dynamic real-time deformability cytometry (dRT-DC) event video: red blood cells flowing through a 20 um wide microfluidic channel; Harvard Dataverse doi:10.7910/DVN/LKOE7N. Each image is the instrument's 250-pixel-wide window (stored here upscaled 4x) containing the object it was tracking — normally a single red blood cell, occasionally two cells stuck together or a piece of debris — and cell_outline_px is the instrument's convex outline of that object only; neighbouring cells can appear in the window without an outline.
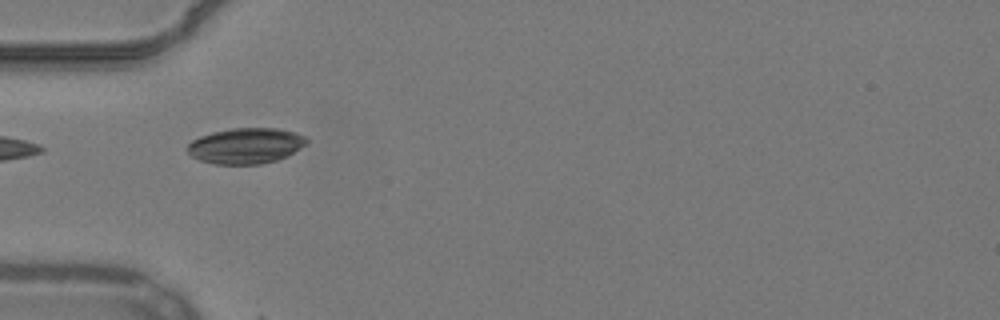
{"species": "common noctule bat (a hibernating species)", "species_latin": "Nyctalus noctula", "temperature_condition": "warm", "stored_images_in_passage": 6, "camera_frame_rate_fps": 3000, "um_per_image_px": 0.085, "animal": {"sex": "male", "body_mass_g": 19.2, "forearm_length_mm": 51.8}, "frame": {"image": 1, "passage_image": 1, "time_ms": 0.0, "image_size_px": [1000, 320], "cell_outline_px": [[308, 144], [288, 156], [276, 160], [260, 164], [216, 164], [200, 160], [192, 156], [188, 152], [188, 144], [192, 140], [200, 136], [212, 132], [232, 128], [280, 128], [296, 132], [304, 136], [308, 140]], "centroid_in_image_um": [20.93, 12.38], "position_along_channel_um": 64.1, "area_um2": 24.91}}
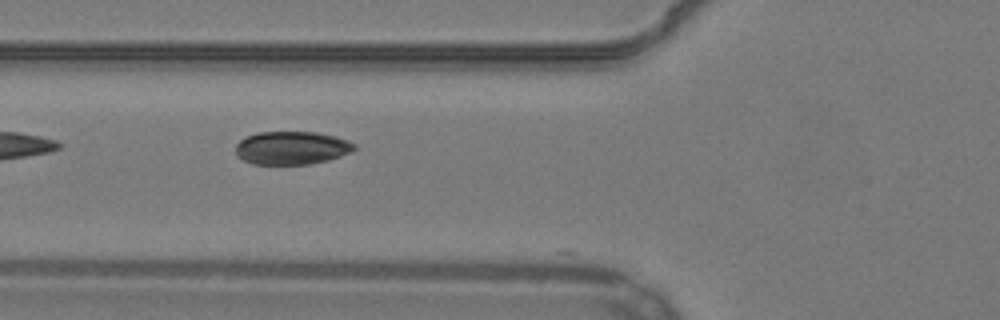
{"frame": {"image": 2, "passage_image": 4, "time_ms": 1.0, "image_size_px": [1000, 320], "cell_outline_px": [[356, 148], [352, 152], [328, 160], [308, 164], [252, 164], [236, 156], [236, 144], [240, 140], [256, 132], [316, 132], [336, 136], [348, 140], [356, 144]], "centroid_in_image_um": [24.81, 12.57], "position_along_channel_um": 101.0, "area_um2": 23.06}}